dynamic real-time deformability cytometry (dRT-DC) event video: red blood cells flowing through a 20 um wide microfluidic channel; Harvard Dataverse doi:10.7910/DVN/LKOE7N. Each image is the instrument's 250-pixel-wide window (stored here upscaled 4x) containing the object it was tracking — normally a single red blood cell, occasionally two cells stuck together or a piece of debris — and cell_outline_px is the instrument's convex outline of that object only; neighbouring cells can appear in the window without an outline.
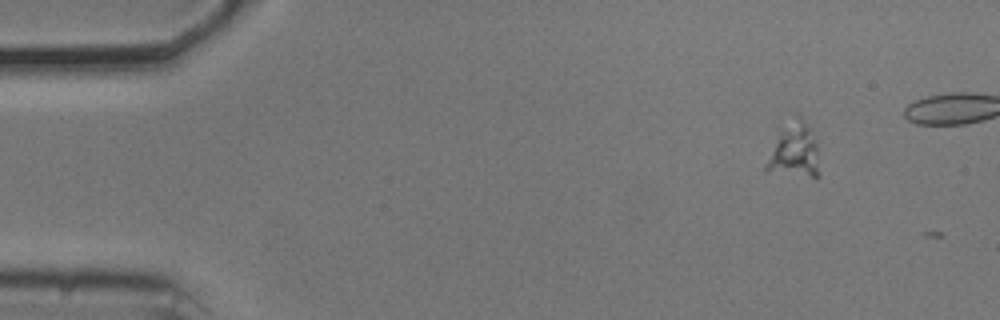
{"species": "common noctule bat (a hibernating species)", "species_latin": "Nyctalus noctula", "temperature_condition": "cold", "stored_images_in_passage": 2, "camera_frame_rate_fps": 3000, "um_per_image_px": 0.085, "animal": {"sex": "male", "body_mass_g": 20.5, "forearm_length_mm": 52.5}, "frame": {"image": 1, "passage_image": 1, "time_ms": 0.0, "image_size_px": [1000, 320], "cell_outline_px": [[820, 176], [816, 180], [764, 172], [764, 164], [780, 128], [796, 112], [812, 128], [816, 136]], "centroid_in_image_um": [67.53, 12.84], "position_along_channel_um": 17.5, "area_um2": 18.32}}